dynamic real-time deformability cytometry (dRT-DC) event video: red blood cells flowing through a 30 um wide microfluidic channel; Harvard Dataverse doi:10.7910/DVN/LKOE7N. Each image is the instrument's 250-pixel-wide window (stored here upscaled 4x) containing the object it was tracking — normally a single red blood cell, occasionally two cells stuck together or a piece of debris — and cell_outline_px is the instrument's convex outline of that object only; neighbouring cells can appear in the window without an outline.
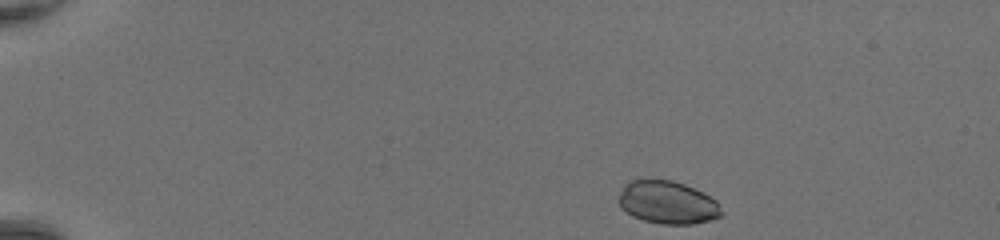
{"species": "common noctule bat (a hibernating species)", "species_latin": "Nyctalus noctula", "temperature_condition": "room temperature", "stored_images_in_passage": 41, "camera_frame_rate_fps": 3000, "um_per_image_px": 0.085, "animal": {"sex": "female", "body_mass_g": 20.0, "forearm_length_mm": 54.0}, "frame": {"image": 1, "passage_image": 1, "time_ms": 0.0, "image_size_px": [1000, 240], "cell_outline_px": [[724, 212], [720, 216], [708, 220], [692, 224], [660, 224], [644, 220], [632, 216], [620, 208], [616, 200], [624, 184], [628, 180], [672, 180], [684, 184], [704, 192], [716, 200]], "centroid_in_image_um": [56.71, 17.2], "position_along_channel_um": 28.3, "area_um2": 25.95}}
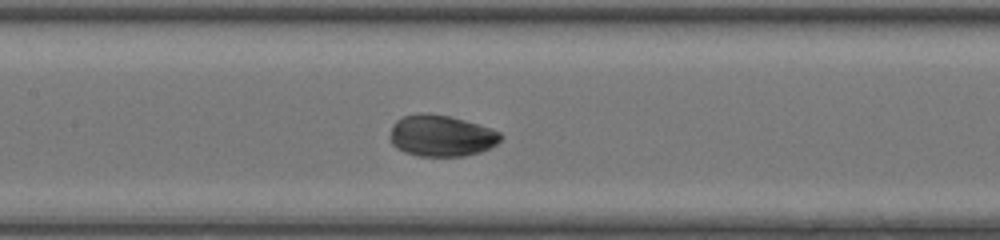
{"frame": {"image": 2, "passage_image": 18, "time_ms": 5.667, "image_size_px": [1000, 240], "cell_outline_px": [[504, 136], [496, 144], [480, 152], [464, 156], [420, 156], [404, 152], [396, 148], [392, 144], [388, 136], [392, 124], [396, 120], [404, 116], [420, 112], [428, 112], [448, 116], [464, 120], [492, 128], [500, 132]], "centroid_in_image_um": [37.48, 11.53], "position_along_channel_um": 169.9, "area_um2": 26.99}}
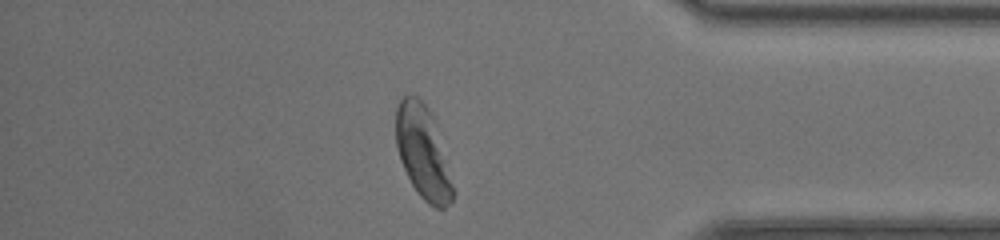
{"frame": {"image": 3, "passage_image": 35, "time_ms": 11.333, "image_size_px": [1000, 240], "cell_outline_px": [[456, 192], [452, 200], [444, 208], [436, 208], [428, 204], [416, 192], [400, 160], [396, 144], [396, 108], [400, 100], [404, 96], [416, 96], [432, 112]], "centroid_in_image_um": [35.96, 12.98], "position_along_channel_um": 399.2, "area_um2": 30.75}, "authors_computed_cell_mechanics": {"area_um2": 26.9926, "velocity_mm_per_s": 4.3827, "shape_relaxation_time_tau1_ms": 1.6126, "shape_relaxation_time_tau2_ms": 1.5022, "deformation_change_tau1": 0.0925, "deformation_change_tau2": 0.0288}}